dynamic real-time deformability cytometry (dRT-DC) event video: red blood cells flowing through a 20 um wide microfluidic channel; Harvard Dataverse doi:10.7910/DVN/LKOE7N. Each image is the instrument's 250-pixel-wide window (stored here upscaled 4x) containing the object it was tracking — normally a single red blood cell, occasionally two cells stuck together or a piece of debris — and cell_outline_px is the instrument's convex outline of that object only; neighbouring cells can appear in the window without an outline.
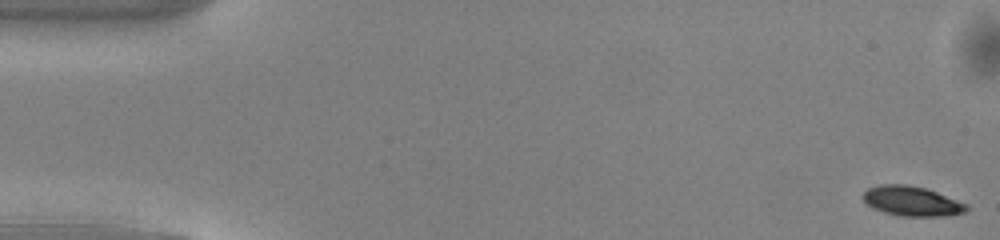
{"species": "common noctule bat (a hibernating species)", "species_latin": "Nyctalus noctula", "temperature_condition": "warm", "stored_images_in_passage": 50, "camera_frame_rate_fps": 3000, "um_per_image_px": 0.085, "animal": {"sex": "male", "body_mass_g": 13.0, "forearm_length_mm": 53.1}, "frame": {"image": 1, "passage_image": 1, "time_ms": 0.0, "image_size_px": [1000, 240], "cell_outline_px": [[968, 208], [964, 212], [944, 216], [904, 216], [884, 212], [868, 204], [864, 200], [864, 192], [868, 188], [884, 184], [908, 184], [924, 188], [936, 192], [968, 204]], "centroid_in_image_um": [77.53, 17.09], "position_along_channel_um": 7.5, "area_um2": 17.57}}
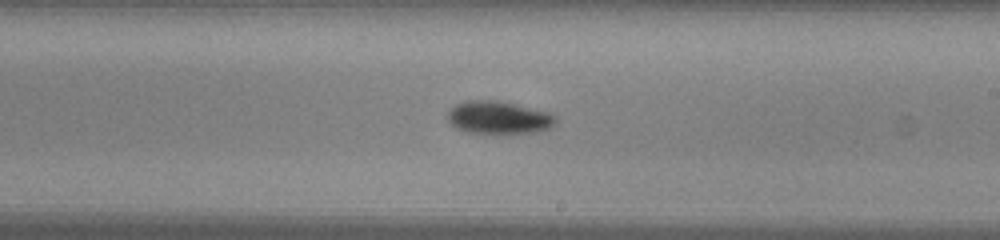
{"frame": {"image": 2, "passage_image": 29, "time_ms": 9.333, "image_size_px": [1000, 240], "cell_outline_px": [[556, 124], [548, 128], [536, 132], [504, 136], [496, 136], [468, 132], [456, 128], [448, 120], [448, 112], [456, 104], [468, 100], [496, 100], [548, 112], [556, 116]], "centroid_in_image_um": [42.39, 10.05], "position_along_channel_um": 246.6, "area_um2": 21.21}}
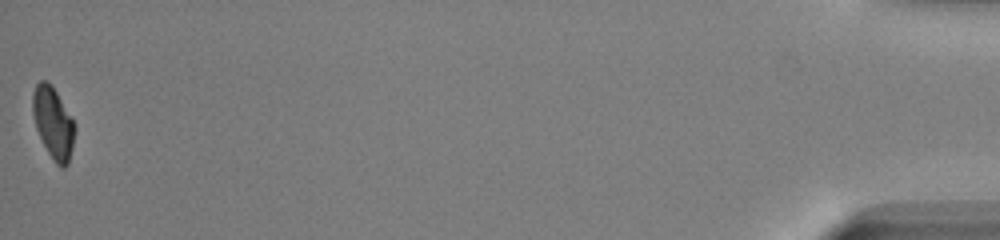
{"frame": {"image": 3, "passage_image": 50, "time_ms": 16.333, "image_size_px": [1000, 240], "cell_outline_px": [[76, 128], [72, 148], [68, 164], [64, 168], [60, 168], [52, 160], [36, 128], [32, 112], [32, 92], [36, 84], [40, 80], [44, 80], [52, 84], [72, 116], [76, 124]], "centroid_in_image_um": [4.54, 10.42], "position_along_channel_um": 430.7, "area_um2": 17.86}, "authors_computed_cell_mechanics": {"area_um2": 18.8139, "velocity_mm_per_s": 4.119, "shape_relaxation_time_tau1_ms": 2.1036, "shape_relaxation_time_tau2_ms": null, "deformation_change_tau1": 0.1305, "deformation_change_tau2": null}}